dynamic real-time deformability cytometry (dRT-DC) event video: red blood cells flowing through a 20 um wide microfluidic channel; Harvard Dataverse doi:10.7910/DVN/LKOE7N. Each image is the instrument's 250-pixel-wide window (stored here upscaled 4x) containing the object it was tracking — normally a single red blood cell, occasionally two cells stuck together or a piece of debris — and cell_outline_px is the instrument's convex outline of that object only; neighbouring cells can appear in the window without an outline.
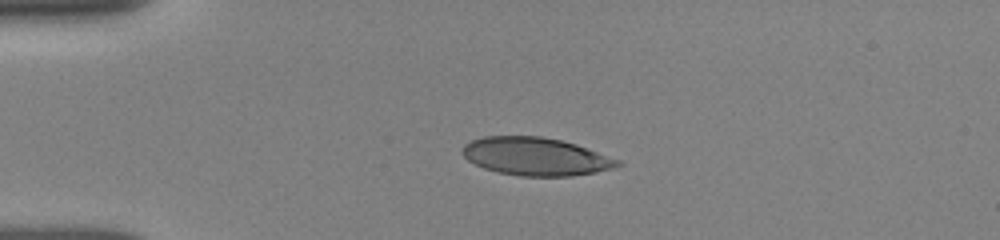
{"species": "human", "species_latin": "Homo sapiens", "temperature_condition": "room temperature", "stored_images_in_passage": 21, "camera_frame_rate_fps": 3000, "um_per_image_px": 0.085, "donor": {"sex": "female"}, "frame": {"image": 1, "passage_image": 1, "time_ms": 0.0, "image_size_px": [1000, 240], "cell_outline_px": [[624, 164], [616, 168], [596, 172], [568, 176], [520, 176], [500, 172], [484, 168], [468, 160], [460, 152], [464, 144], [472, 140], [484, 136], [540, 136], [560, 140], [576, 144], [620, 160]], "centroid_in_image_um": [45.55, 13.3], "position_along_channel_um": 39.5, "area_um2": 34.33}}
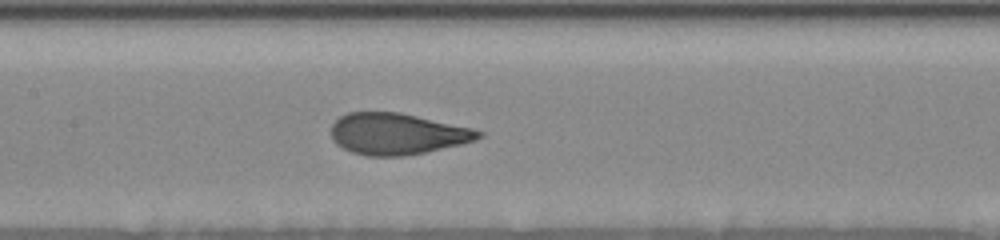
{"frame": {"image": 2, "passage_image": 9, "time_ms": 4.333, "image_size_px": [1000, 240], "cell_outline_px": [[484, 136], [476, 140], [460, 144], [424, 152], [404, 156], [368, 156], [352, 152], [336, 144], [332, 140], [332, 124], [340, 116], [348, 112], [400, 112], [472, 128], [484, 132]], "centroid_in_image_um": [33.76, 11.37], "position_along_channel_um": 173.6, "area_um2": 35.43}}
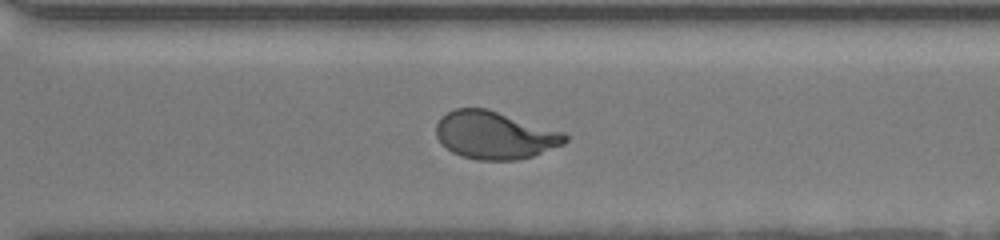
{"frame": {"image": 3, "passage_image": 21, "time_ms": 8.333, "image_size_px": [1000, 240], "cell_outline_px": [[568, 140], [564, 144], [532, 156], [516, 160], [476, 160], [460, 156], [452, 152], [436, 136], [436, 124], [440, 116], [456, 108], [488, 108], [564, 132], [568, 136]], "centroid_in_image_um": [42.06, 11.48], "position_along_channel_um": 328.5, "area_um2": 35.95}}